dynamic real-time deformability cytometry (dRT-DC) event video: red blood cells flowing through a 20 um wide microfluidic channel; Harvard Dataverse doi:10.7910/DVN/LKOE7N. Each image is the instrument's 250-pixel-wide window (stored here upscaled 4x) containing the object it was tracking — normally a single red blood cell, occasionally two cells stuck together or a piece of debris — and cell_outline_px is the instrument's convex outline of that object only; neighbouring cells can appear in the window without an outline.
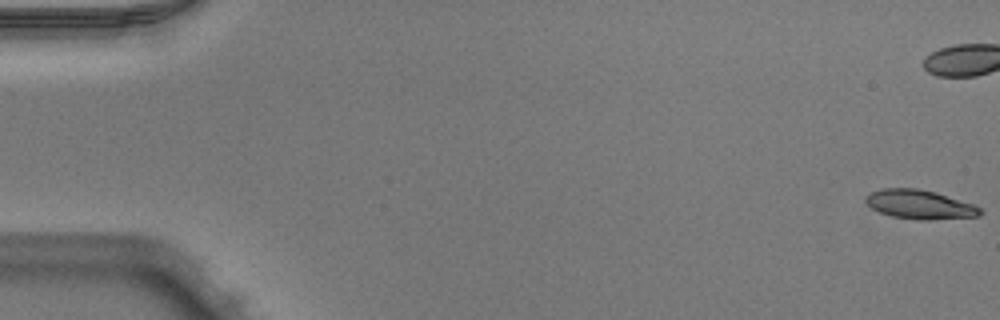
{"species": "Egyptian fruit bat (a non-hibernating species)", "species_latin": "Rousettus aegyptiacus", "temperature_condition": "warm", "stored_images_in_passage": 52, "camera_frame_rate_fps": 3000, "um_per_image_px": 0.085, "animal": {"sex": "male"}, "frame": {"image": 1, "passage_image": 1, "time_ms": 0.0, "image_size_px": [1000, 320], "cell_outline_px": [[984, 212], [980, 216], [928, 220], [916, 220], [892, 216], [880, 212], [872, 208], [864, 200], [872, 192], [880, 188], [916, 188], [936, 192], [976, 204]], "centroid_in_image_um": [78.24, 17.38], "position_along_channel_um": 6.8, "area_um2": 19.54}}
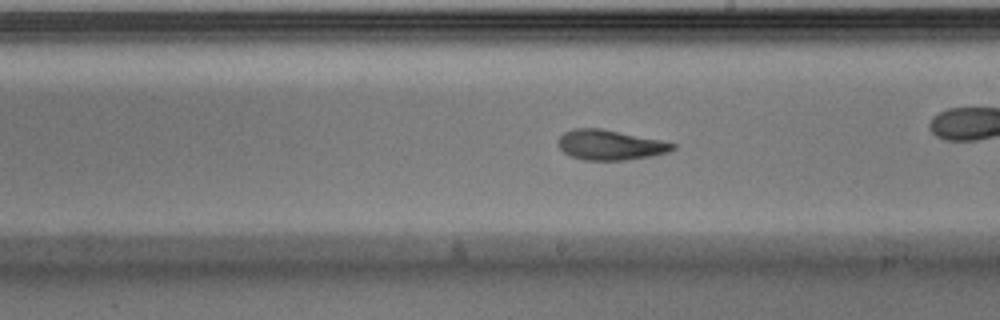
{"frame": {"image": 2, "passage_image": 30, "time_ms": 9.667, "image_size_px": [1000, 320], "cell_outline_px": [[676, 148], [668, 152], [648, 156], [624, 160], [584, 160], [572, 156], [564, 152], [556, 144], [556, 140], [564, 132], [572, 128], [604, 128], [660, 140], [676, 144]], "centroid_in_image_um": [51.81, 12.3], "position_along_channel_um": 237.2, "area_um2": 20.11}, "authors_computed_cell_mechanics": {"area_um2": 20.2011, "velocity_mm_per_s": 3.9811, "shape_relaxation_time_tau1_ms": 4.8183, "shape_relaxation_time_tau2_ms": 2.5688, "deformation_change_tau1": 0.1982, "deformation_change_tau2": 0.109}}